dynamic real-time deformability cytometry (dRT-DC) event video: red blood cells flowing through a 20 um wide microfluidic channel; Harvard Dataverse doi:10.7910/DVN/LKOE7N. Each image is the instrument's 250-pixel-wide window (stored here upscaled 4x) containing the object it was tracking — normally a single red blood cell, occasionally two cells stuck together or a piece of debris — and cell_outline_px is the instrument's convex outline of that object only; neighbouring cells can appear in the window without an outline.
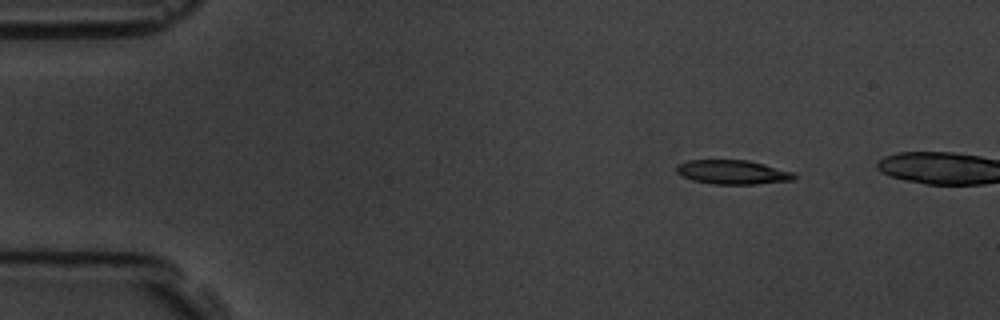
{"species": "common noctule bat (a hibernating species)", "species_latin": "Nyctalus noctula", "temperature_condition": "room temperature", "stored_images_in_passage": 4, "camera_frame_rate_fps": 3000, "um_per_image_px": 0.085, "animal": {"sex": "male", "body_mass_g": 19.5, "forearm_length_mm": 54.6}, "frame": {"image": 1, "passage_image": 2, "time_ms": 2.0, "image_size_px": [1000, 320], "cell_outline_px": [[796, 180], [756, 184], [712, 184], [692, 180], [676, 172], [676, 164], [688, 160], [748, 160], [764, 164], [792, 172], [796, 176]], "centroid_in_image_um": [62.26, 14.63], "position_along_channel_um": 22.7, "area_um2": 16.59}}